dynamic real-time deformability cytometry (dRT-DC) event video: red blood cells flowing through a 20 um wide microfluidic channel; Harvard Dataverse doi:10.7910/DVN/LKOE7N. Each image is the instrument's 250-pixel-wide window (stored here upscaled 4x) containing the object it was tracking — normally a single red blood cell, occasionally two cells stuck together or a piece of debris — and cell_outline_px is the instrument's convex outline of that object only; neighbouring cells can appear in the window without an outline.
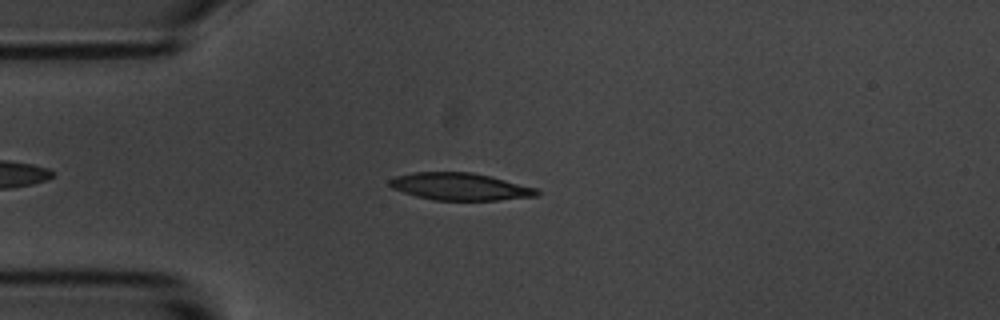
{"species": "common noctule bat (a hibernating species)", "species_latin": "Nyctalus noctula", "temperature_condition": "room temperature", "stored_images_in_passage": 49, "camera_frame_rate_fps": 3000, "um_per_image_px": 0.085, "animal": {"sex": "male", "body_mass_g": 20.1, "forearm_length_mm": 53.5}, "frame": {"image": 1, "passage_image": 10, "time_ms": 3.0, "image_size_px": [1000, 320], "cell_outline_px": [[540, 192], [536, 196], [496, 200], [436, 200], [416, 196], [392, 188], [388, 184], [388, 180], [396, 176], [412, 172], [472, 172], [536, 188]], "centroid_in_image_um": [39.05, 15.86], "position_along_channel_um": 45.9, "area_um2": 23.12}}
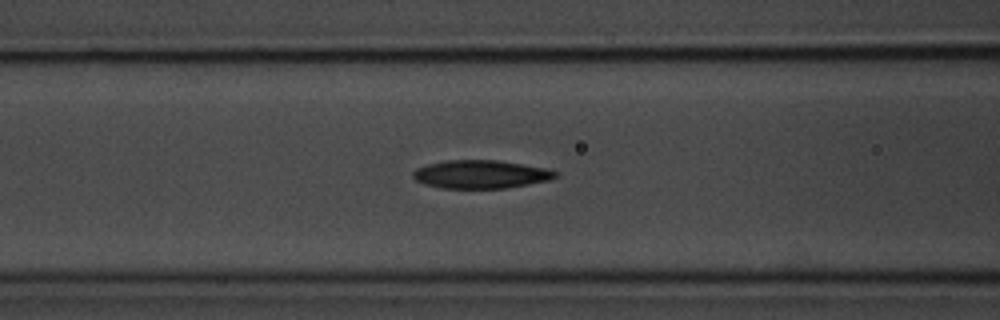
{"frame": {"image": 2, "passage_image": 18, "time_ms": 5.667, "image_size_px": [1000, 320], "cell_outline_px": [[556, 176], [548, 180], [508, 188], [440, 188], [424, 184], [416, 180], [412, 176], [412, 172], [416, 168], [428, 164], [448, 160], [496, 160], [548, 168], [556, 172]], "centroid_in_image_um": [40.83, 14.81], "position_along_channel_um": 125.8, "area_um2": 23.35}}
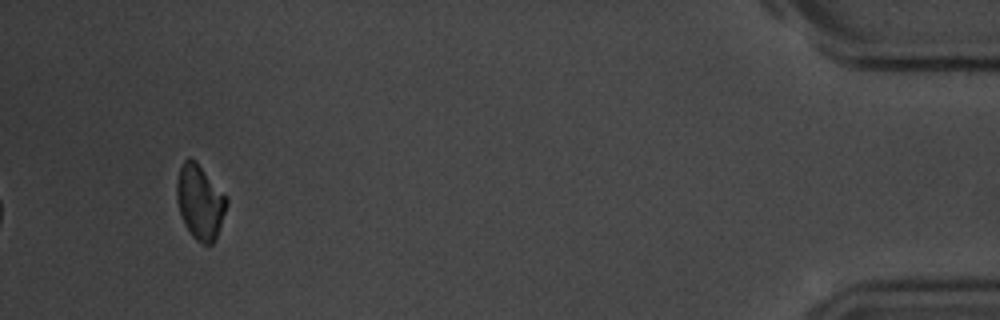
{"frame": {"image": 3, "passage_image": 49, "time_ms": 16.0, "image_size_px": [1000, 320], "cell_outline_px": [[228, 204], [216, 240], [212, 244], [204, 244], [196, 240], [192, 236], [184, 224], [176, 200], [176, 180], [180, 168], [184, 160], [188, 156], [196, 160], [228, 200]], "centroid_in_image_um": [16.98, 17.17], "position_along_channel_um": 418.2, "area_um2": 21.68}, "authors_computed_cell_mechanics": {"area_um2": 23.2356, "velocity_mm_per_s": 3.5358, "shape_relaxation_time_tau1_ms": 2.7612, "shape_relaxation_time_tau2_ms": null, "deformation_change_tau1": 0.0981, "deformation_change_tau2": null}}